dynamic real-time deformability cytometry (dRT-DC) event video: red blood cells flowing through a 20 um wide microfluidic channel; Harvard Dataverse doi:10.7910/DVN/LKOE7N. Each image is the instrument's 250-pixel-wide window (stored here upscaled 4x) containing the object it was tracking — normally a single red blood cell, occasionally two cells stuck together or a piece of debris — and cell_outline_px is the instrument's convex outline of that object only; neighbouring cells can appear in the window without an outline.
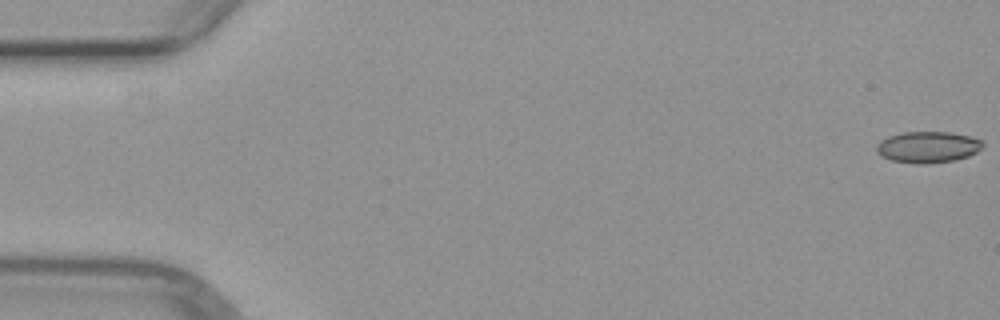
{"species": "common noctule bat (a hibernating species)", "species_latin": "Nyctalus noctula", "temperature_condition": "warm", "stored_images_in_passage": 2, "camera_frame_rate_fps": 3000, "um_per_image_px": 0.085, "animal": {"sex": "female", "body_mass_g": 29.2, "forearm_length_mm": 56.3}, "frame": {"image": 1, "passage_image": 2, "time_ms": 1.333, "image_size_px": [1000, 320], "cell_outline_px": [[984, 144], [976, 152], [968, 156], [952, 160], [924, 164], [916, 164], [892, 160], [876, 152], [876, 144], [880, 140], [888, 136], [904, 132], [948, 132], [968, 136], [980, 140]], "centroid_in_image_um": [78.82, 12.49], "position_along_channel_um": 6.2, "area_um2": 19.13}}